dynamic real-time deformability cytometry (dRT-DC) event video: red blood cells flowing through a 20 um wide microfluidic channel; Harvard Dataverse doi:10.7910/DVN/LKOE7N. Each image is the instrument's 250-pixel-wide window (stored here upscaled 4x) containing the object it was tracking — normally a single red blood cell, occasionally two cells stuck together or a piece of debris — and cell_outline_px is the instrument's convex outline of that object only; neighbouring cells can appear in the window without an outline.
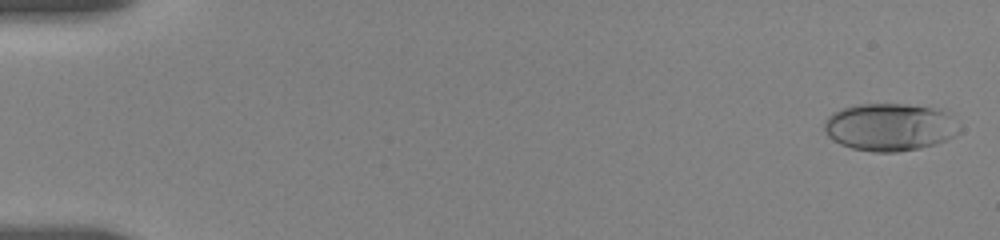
{"species": "human", "species_latin": "Homo sapiens", "temperature_condition": "room temperature", "stored_images_in_passage": 20, "camera_frame_rate_fps": 3000, "um_per_image_px": 0.085, "donor": {"sex": "female"}, "frame": {"image": 1, "passage_image": 2, "time_ms": 0.333, "image_size_px": [1000, 240], "cell_outline_px": [[960, 132], [936, 144], [920, 148], [896, 152], [872, 152], [852, 148], [840, 144], [828, 136], [824, 132], [824, 120], [832, 112], [840, 108], [856, 104], [908, 104], [932, 108], [944, 112], [960, 128]], "centroid_in_image_um": [75.55, 10.8], "position_along_channel_um": 9.4, "area_um2": 37.34}}
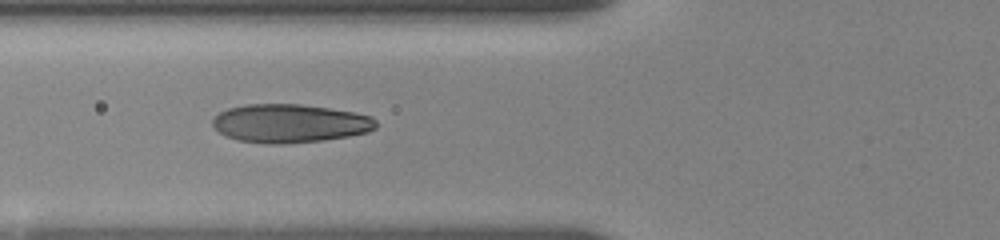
{"frame": {"image": 2, "passage_image": 18, "time_ms": 7.0, "image_size_px": [1000, 240], "cell_outline_px": [[376, 128], [368, 132], [348, 136], [320, 140], [284, 144], [272, 144], [236, 140], [224, 136], [212, 128], [212, 120], [220, 112], [228, 108], [244, 104], [300, 104], [328, 108], [352, 112], [372, 116], [376, 120]], "centroid_in_image_um": [24.59, 10.49], "position_along_channel_um": 101.2, "area_um2": 36.76}}
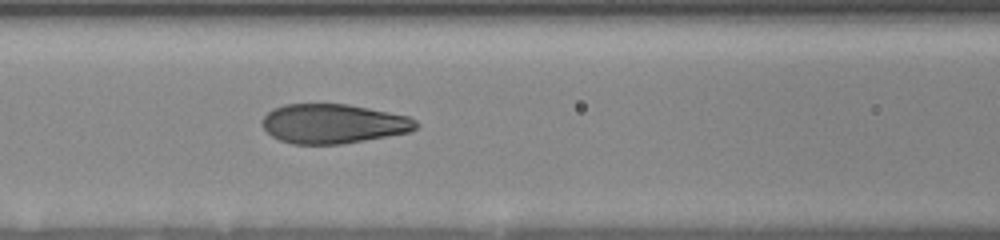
{"frame": {"image": 3, "passage_image": 20, "time_ms": 8.0, "image_size_px": [1000, 240], "cell_outline_px": [[420, 124], [416, 128], [408, 132], [364, 140], [340, 144], [292, 144], [280, 140], [272, 136], [264, 128], [264, 116], [272, 108], [284, 104], [348, 104], [408, 116], [416, 120]], "centroid_in_image_um": [28.32, 10.51], "position_along_channel_um": 138.3, "area_um2": 35.08}}